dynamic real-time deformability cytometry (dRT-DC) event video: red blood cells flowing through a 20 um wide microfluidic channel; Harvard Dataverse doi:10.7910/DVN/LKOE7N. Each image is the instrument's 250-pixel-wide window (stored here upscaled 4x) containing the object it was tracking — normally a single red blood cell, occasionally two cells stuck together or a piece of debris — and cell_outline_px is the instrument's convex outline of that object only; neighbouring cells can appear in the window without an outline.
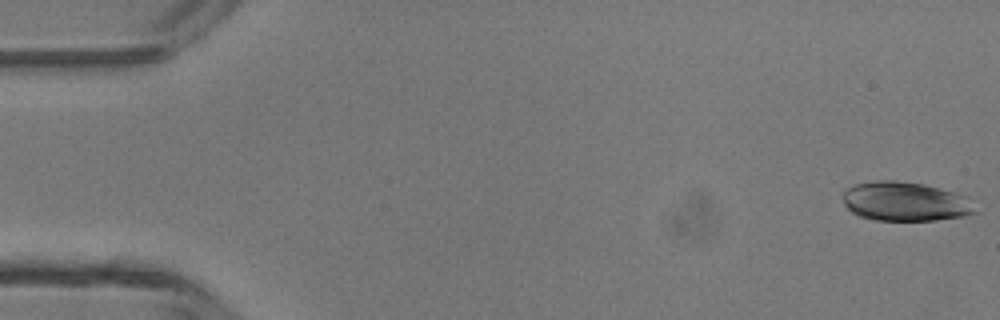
{"species": "common noctule bat (a hibernating species)", "species_latin": "Nyctalus noctula", "temperature_condition": "room temperature", "stored_images_in_passage": 47, "camera_frame_rate_fps": 3000, "um_per_image_px": 0.085, "animal": {"sex": "male", "body_mass_g": 13.3}, "frame": {"image": 1, "passage_image": 1, "time_ms": 0.0, "image_size_px": [1000, 320], "cell_outline_px": [[980, 212], [964, 216], [936, 220], [876, 220], [860, 216], [852, 212], [844, 204], [844, 192], [848, 188], [856, 184], [876, 180], [896, 180], [924, 184], [968, 196]], "centroid_in_image_um": [77.01, 17.13], "position_along_channel_um": 8.0, "area_um2": 30.35}}
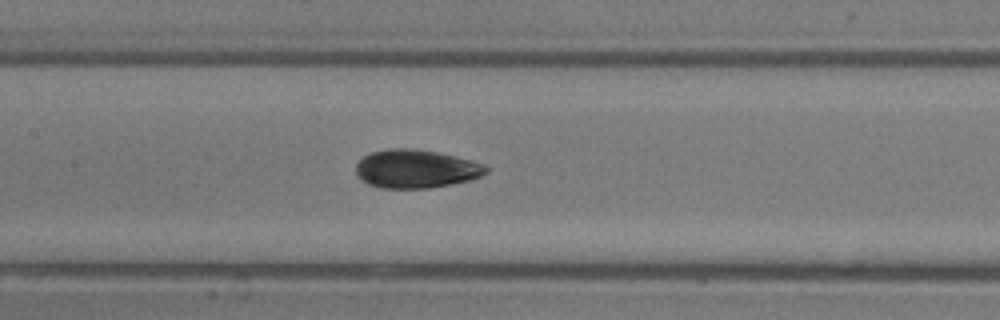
{"frame": {"image": 2, "passage_image": 22, "time_ms": 7.0, "image_size_px": [1000, 320], "cell_outline_px": [[488, 172], [480, 176], [468, 180], [452, 184], [428, 188], [380, 188], [368, 184], [360, 180], [356, 176], [356, 164], [364, 156], [372, 152], [388, 148], [416, 148], [436, 152], [472, 160], [484, 164], [488, 168]], "centroid_in_image_um": [35.33, 14.35], "position_along_channel_um": 172.1, "area_um2": 29.25}}
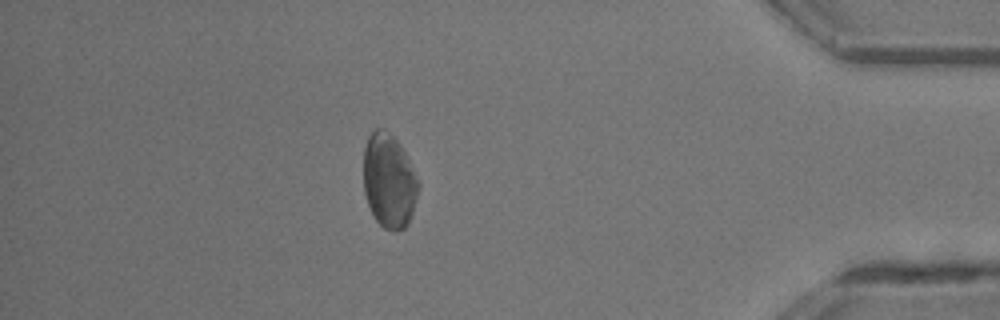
{"frame": {"image": 3, "passage_image": 41, "time_ms": 13.333, "image_size_px": [1000, 320], "cell_outline_px": [[420, 184], [412, 212], [408, 224], [404, 228], [396, 232], [384, 228], [376, 220], [368, 204], [364, 192], [364, 148], [368, 136], [376, 128], [384, 128], [396, 140], [404, 152]], "centroid_in_image_um": [33.05, 15.38], "position_along_channel_um": 402.1, "area_um2": 29.82}, "authors_computed_cell_mechanics": {"area_um2": 29.2468, "velocity_mm_per_s": 4.3565, "shape_relaxation_time_tau1_ms": 2.9444, "shape_relaxation_time_tau2_ms": 2.8927, "deformation_change_tau1": 0.0713, "deformation_change_tau2": 0.054}}